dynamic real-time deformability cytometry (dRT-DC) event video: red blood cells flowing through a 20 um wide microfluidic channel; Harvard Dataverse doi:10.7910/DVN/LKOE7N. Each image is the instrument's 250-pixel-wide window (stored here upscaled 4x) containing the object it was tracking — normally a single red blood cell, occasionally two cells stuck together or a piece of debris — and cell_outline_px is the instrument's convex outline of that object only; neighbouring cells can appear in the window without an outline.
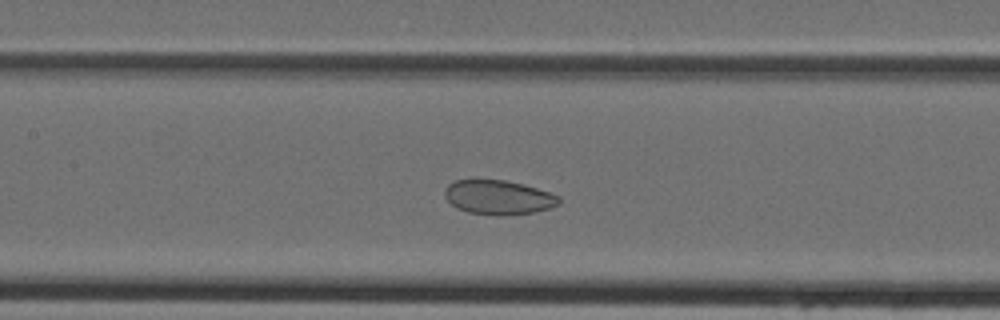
{"species": "Egyptian fruit bat (a non-hibernating species)", "species_latin": "Rousettus aegyptiacus", "temperature_condition": "cold", "stored_images_in_passage": 31, "camera_frame_rate_fps": 3000, "um_per_image_px": 0.085, "animal": {"sex": "female"}, "frame": {"image": 1, "passage_image": 14, "time_ms": 4.333, "image_size_px": [1000, 320], "cell_outline_px": [[560, 204], [548, 208], [532, 212], [500, 216], [468, 212], [456, 208], [444, 196], [444, 188], [448, 184], [456, 180], [504, 180], [536, 188], [560, 196]], "centroid_in_image_um": [42.33, 16.78], "position_along_channel_um": 165.1, "area_um2": 22.66}}
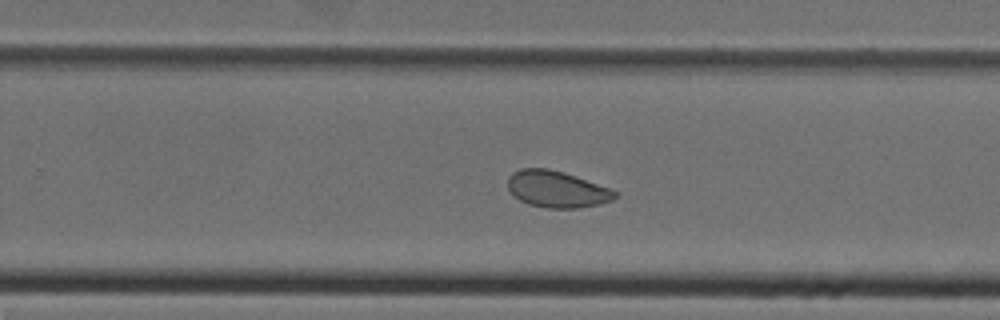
{"frame": {"image": 2, "passage_image": 22, "time_ms": 7.0, "image_size_px": [1000, 320], "cell_outline_px": [[616, 196], [612, 200], [600, 204], [576, 208], [548, 208], [528, 204], [520, 200], [508, 188], [508, 176], [512, 172], [520, 168], [548, 168], [564, 172], [612, 188], [616, 192]], "centroid_in_image_um": [47.34, 16.07], "position_along_channel_um": 282.5, "area_um2": 22.89}}
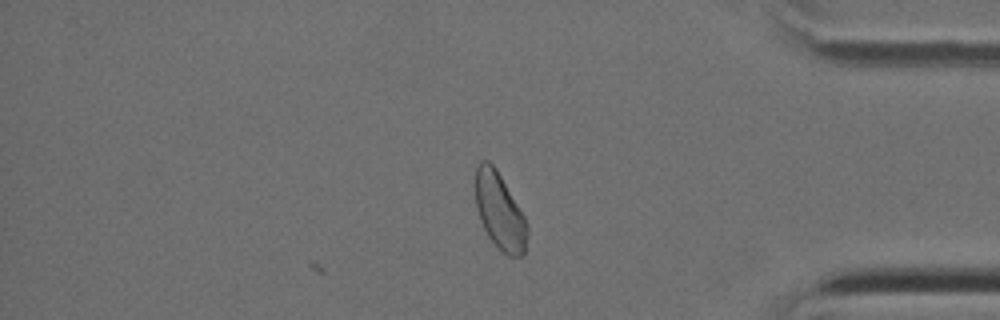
{"frame": {"image": 3, "passage_image": 31, "time_ms": 10.0, "image_size_px": [1000, 320], "cell_outline_px": [[528, 232], [524, 256], [508, 256], [488, 236], [480, 220], [476, 208], [476, 168], [480, 160], [488, 160], [496, 168], [524, 216], [528, 224]], "centroid_in_image_um": [42.48, 17.95], "position_along_channel_um": 392.7, "area_um2": 22.89}}